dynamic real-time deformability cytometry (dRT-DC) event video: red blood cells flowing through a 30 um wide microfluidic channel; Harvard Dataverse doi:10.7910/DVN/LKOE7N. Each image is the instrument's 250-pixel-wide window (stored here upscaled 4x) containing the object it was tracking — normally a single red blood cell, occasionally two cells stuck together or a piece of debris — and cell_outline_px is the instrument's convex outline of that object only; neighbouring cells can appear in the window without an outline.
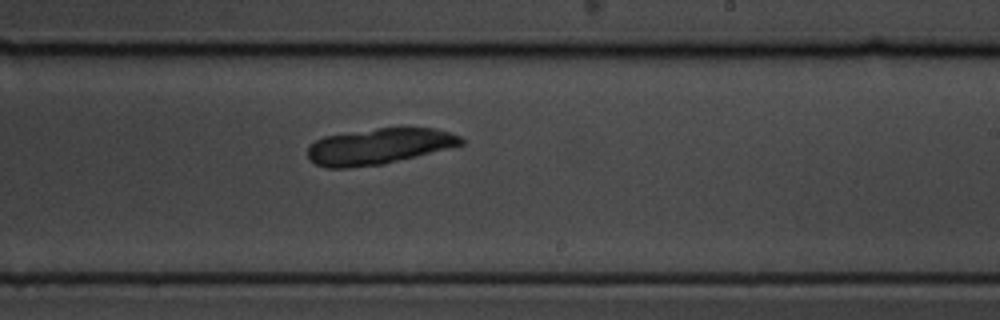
{"species": "common noctule bat (a hibernating species)", "species_latin": "Nyctalus noctula", "temperature_condition": "cold", "stored_images_in_passage": 7, "camera_frame_rate_fps": 3000, "um_per_image_px": 0.085, "animal": {"sex": "male", "body_mass_g": 19.5, "forearm_length_mm": 54.6}, "frame": {"image": 1, "passage_image": 7, "time_ms": 2.0, "image_size_px": [1000, 320], "cell_outline_px": [[464, 144], [384, 164], [348, 168], [324, 168], [308, 160], [308, 148], [316, 140], [324, 136], [376, 128], [436, 128], [460, 136], [464, 140]], "centroid_in_image_um": [32.18, 12.44], "position_along_channel_um": 256.8, "area_um2": 32.02}}